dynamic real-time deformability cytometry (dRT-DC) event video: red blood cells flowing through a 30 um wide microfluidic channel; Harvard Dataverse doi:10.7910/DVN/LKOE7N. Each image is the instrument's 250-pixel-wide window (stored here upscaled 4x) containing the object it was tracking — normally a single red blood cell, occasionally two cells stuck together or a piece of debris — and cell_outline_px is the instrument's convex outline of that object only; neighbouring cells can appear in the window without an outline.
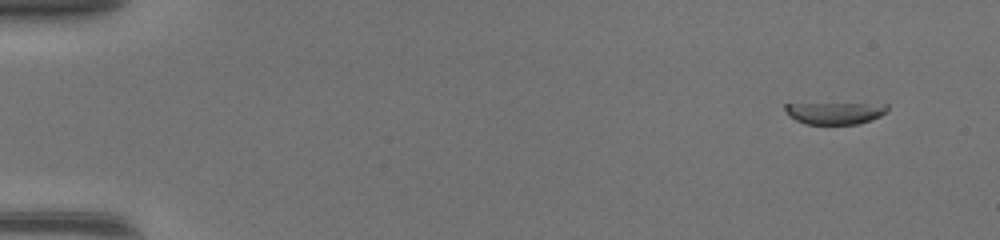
{"species": "common noctule bat (a hibernating species)", "species_latin": "Nyctalus noctula", "temperature_condition": "warm", "stored_images_in_passage": 4, "segment_of_instrument_passage": [2, 2], "camera_frame_rate_fps": 3000, "um_per_image_px": 0.085, "animal": {"sex": "female", "body_mass_g": 17.0, "forearm_length_mm": 48.0}, "frame": {"image": 1, "passage_image": 4, "time_ms": 1.0, "image_size_px": [1000, 240], "cell_outline_px": [[888, 108], [880, 116], [872, 120], [856, 124], [804, 124], [788, 116], [784, 108], [784, 104], [888, 104]], "centroid_in_image_um": [70.94, 9.61], "position_along_channel_um": 14.1, "area_um2": 12.95}}